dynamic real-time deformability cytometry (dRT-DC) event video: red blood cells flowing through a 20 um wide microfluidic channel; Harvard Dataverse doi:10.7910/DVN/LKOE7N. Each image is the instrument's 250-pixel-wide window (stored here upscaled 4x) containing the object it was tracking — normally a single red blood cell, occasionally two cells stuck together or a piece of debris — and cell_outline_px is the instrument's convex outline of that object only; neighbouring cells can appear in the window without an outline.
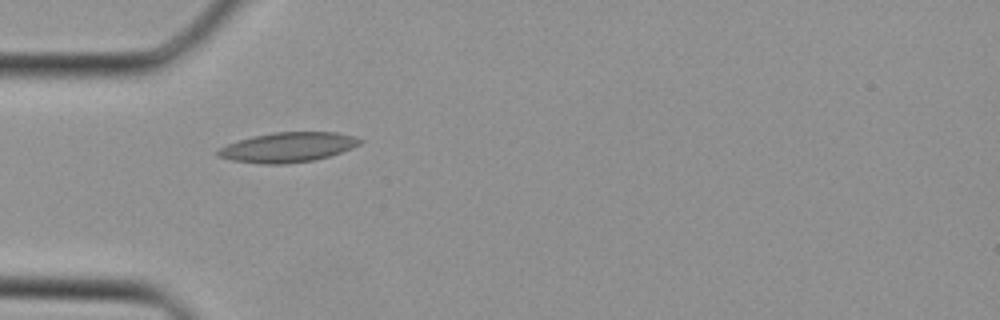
{"species": "Egyptian fruit bat (a non-hibernating species)", "species_latin": "Rousettus aegyptiacus", "temperature_condition": "cold", "stored_images_in_passage": 27, "camera_frame_rate_fps": 3000, "um_per_image_px": 0.085, "animal": {"sex": "female"}, "frame": {"image": 1, "passage_image": 1, "time_ms": 0.0, "image_size_px": [1000, 320], "cell_outline_px": [[364, 140], [360, 144], [352, 148], [316, 160], [288, 164], [260, 164], [232, 160], [216, 156], [216, 152], [220, 148], [228, 144], [252, 136], [272, 132], [336, 132], [352, 136]], "centroid_in_image_um": [24.46, 12.52], "position_along_channel_um": 60.5, "area_um2": 24.68}}
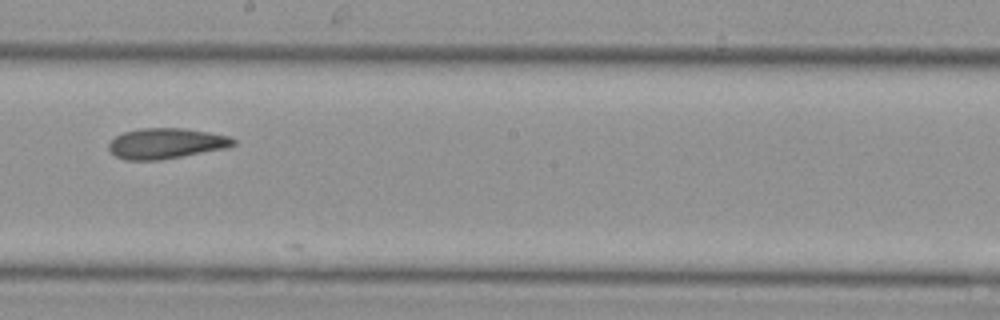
{"frame": {"image": 2, "passage_image": 11, "time_ms": 3.333, "image_size_px": [1000, 320], "cell_outline_px": [[236, 144], [228, 148], [160, 160], [124, 160], [108, 152], [108, 144], [116, 136], [124, 132], [140, 128], [184, 128], [208, 132], [228, 136], [236, 140]], "centroid_in_image_um": [14.1, 12.2], "position_along_channel_um": 234.1, "area_um2": 22.31}}
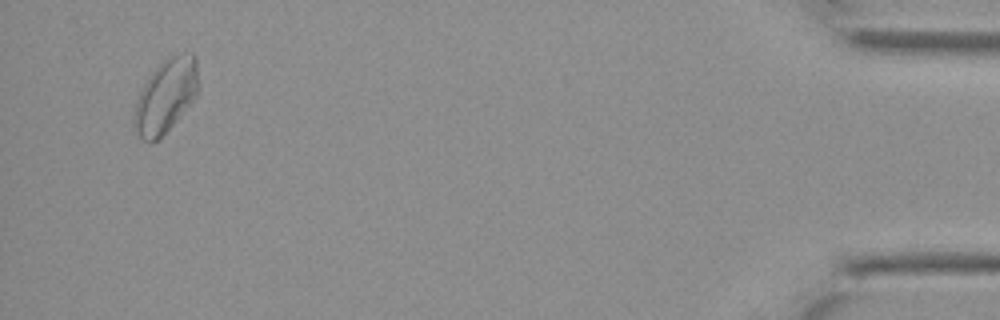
{"frame": {"image": 3, "passage_image": 26, "time_ms": 8.333, "image_size_px": [1000, 320], "cell_outline_px": [[196, 96], [176, 120], [152, 144], [148, 144], [136, 136], [132, 124], [132, 116], [136, 100], [144, 84], [152, 72], [168, 56], [192, 52], [196, 56]], "centroid_in_image_um": [14.01, 8.2], "position_along_channel_um": 421.2, "area_um2": 27.28}}